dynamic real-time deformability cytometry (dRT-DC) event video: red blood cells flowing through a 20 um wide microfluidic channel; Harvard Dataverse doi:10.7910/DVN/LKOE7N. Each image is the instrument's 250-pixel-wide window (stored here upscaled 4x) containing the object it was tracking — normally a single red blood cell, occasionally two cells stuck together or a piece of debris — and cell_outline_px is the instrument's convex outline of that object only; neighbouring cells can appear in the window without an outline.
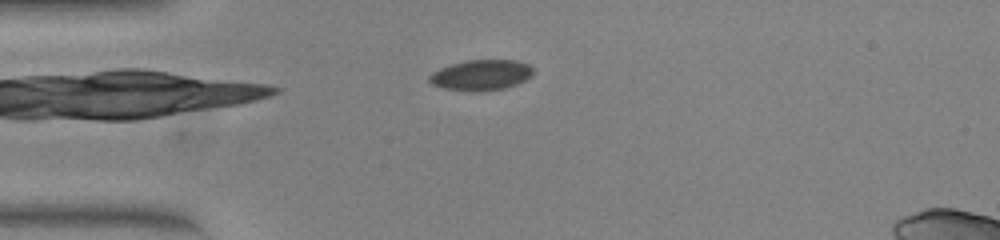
{"species": "common noctule bat (a hibernating species)", "species_latin": "Nyctalus noctula", "temperature_condition": "warm", "stored_images_in_passage": 43, "camera_frame_rate_fps": 3000, "um_per_image_px": 0.085, "animal": {"sex": "female", "body_mass_g": 23.0, "forearm_length_mm": 53.4}, "frame": {"image": 1, "passage_image": 1, "time_ms": 0.0, "image_size_px": [1000, 240], "cell_outline_px": [[532, 76], [516, 84], [504, 88], [444, 88], [432, 84], [428, 80], [428, 76], [432, 72], [440, 68], [452, 64], [468, 60], [516, 60], [528, 64], [532, 68]], "centroid_in_image_um": [40.91, 6.32], "position_along_channel_um": 44.1, "area_um2": 17.51}}
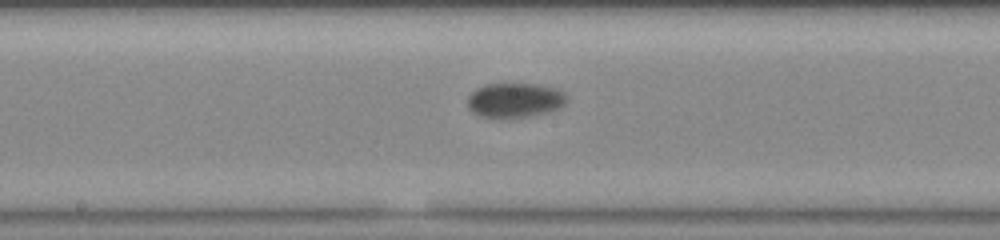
{"frame": {"image": 2, "passage_image": 16, "time_ms": 5.0, "image_size_px": [1000, 240], "cell_outline_px": [[568, 100], [560, 108], [548, 112], [528, 116], [480, 116], [472, 112], [468, 108], [468, 96], [476, 88], [484, 84], [536, 84], [556, 88], [564, 92], [568, 96]], "centroid_in_image_um": [43.79, 8.49], "position_along_channel_um": 204.4, "area_um2": 19.83}}
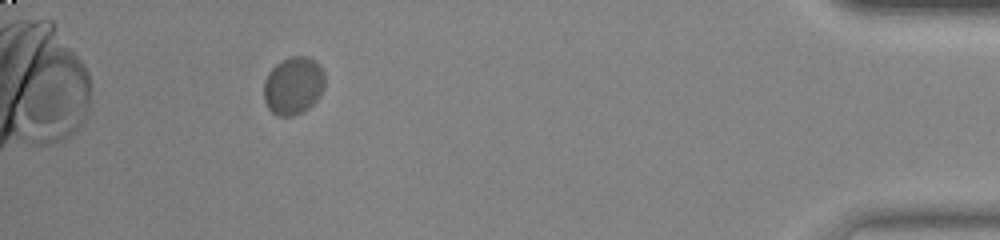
{"frame": {"image": 3, "passage_image": 38, "time_ms": 12.333, "image_size_px": [1000, 240], "cell_outline_px": [[324, 88], [320, 96], [308, 108], [292, 116], [276, 116], [268, 108], [264, 100], [264, 80], [268, 72], [276, 64], [288, 56], [308, 56], [316, 60], [320, 64], [324, 72]], "centroid_in_image_um": [24.94, 7.26], "position_along_channel_um": 410.3, "area_um2": 20.81}, "authors_computed_cell_mechanics": {"area_um2": 19.8254, "velocity_mm_per_s": 3.637, "shape_relaxation_time_tau1_ms": 2.5811, "shape_relaxation_time_tau2_ms": 1.4515, "deformation_change_tau1": 0.0646, "deformation_change_tau2": 0.0246}}